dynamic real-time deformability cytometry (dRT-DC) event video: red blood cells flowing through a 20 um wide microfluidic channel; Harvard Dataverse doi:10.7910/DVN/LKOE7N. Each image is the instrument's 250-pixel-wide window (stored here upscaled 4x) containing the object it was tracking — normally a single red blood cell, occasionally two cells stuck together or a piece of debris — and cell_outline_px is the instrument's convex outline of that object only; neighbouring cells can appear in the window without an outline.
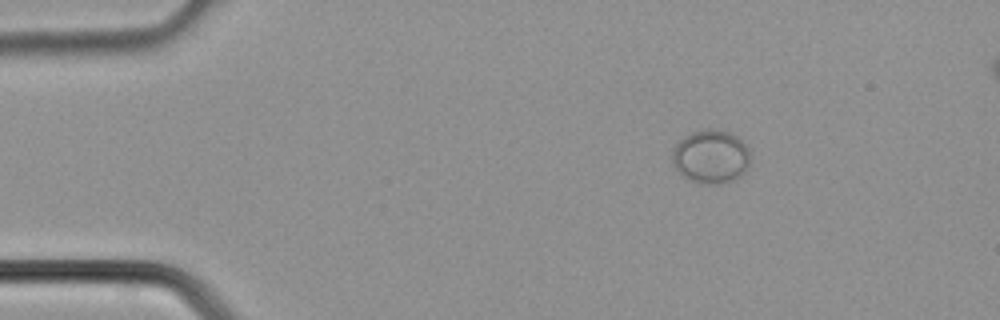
{"species": "common noctule bat (a hibernating species)", "species_latin": "Nyctalus noctula", "temperature_condition": "cold", "stored_images_in_passage": 34, "segment_of_instrument_passage": [1, 2], "camera_frame_rate_fps": 3000, "um_per_image_px": 0.085, "animal": {"sex": "male", "body_mass_g": 21.5, "forearm_length_mm": 52.0}, "frame": {"image": 1, "passage_image": 1, "time_ms": 0.0, "image_size_px": [1000, 320], "cell_outline_px": [[748, 168], [736, 180], [720, 184], [700, 184], [688, 180], [676, 168], [672, 160], [672, 152], [676, 144], [684, 136], [692, 132], [708, 128], [728, 132], [736, 136], [748, 148]], "centroid_in_image_um": [60.41, 13.34], "position_along_channel_um": 24.6, "area_um2": 24.33}}
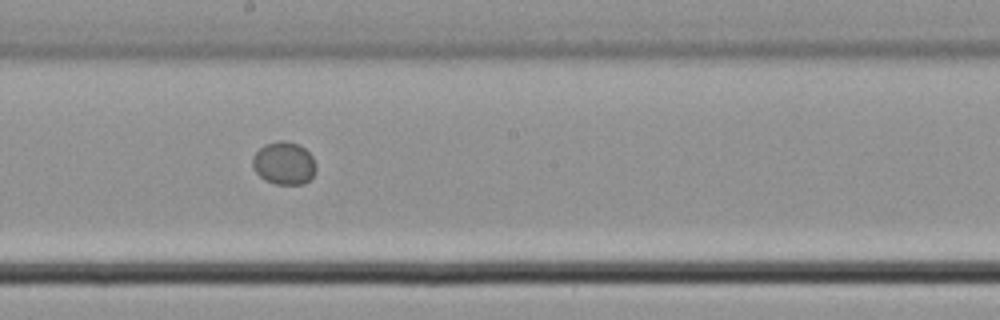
{"frame": {"image": 2, "passage_image": 16, "time_ms": 5.0, "image_size_px": [1000, 320], "cell_outline_px": [[316, 172], [304, 184], [276, 184], [264, 180], [252, 168], [252, 156], [264, 144], [280, 140], [284, 140], [300, 144], [312, 156], [316, 164]], "centroid_in_image_um": [24.13, 13.86], "position_along_channel_um": 224.1, "area_um2": 16.01}}
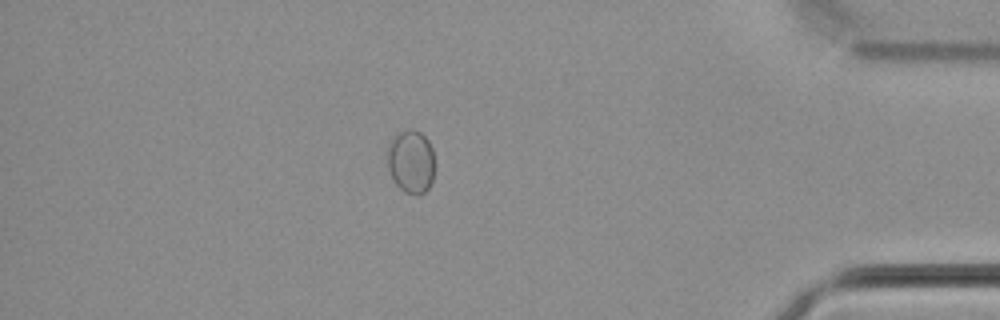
{"frame": {"image": 3, "passage_image": 28, "time_ms": 9.0, "image_size_px": [1000, 320], "cell_outline_px": [[432, 180], [428, 188], [424, 192], [416, 196], [404, 192], [396, 184], [388, 168], [384, 152], [388, 140], [400, 132], [412, 128], [420, 132], [428, 140], [432, 148]], "centroid_in_image_um": [34.86, 13.71], "position_along_channel_um": 400.3, "area_um2": 17.69}}